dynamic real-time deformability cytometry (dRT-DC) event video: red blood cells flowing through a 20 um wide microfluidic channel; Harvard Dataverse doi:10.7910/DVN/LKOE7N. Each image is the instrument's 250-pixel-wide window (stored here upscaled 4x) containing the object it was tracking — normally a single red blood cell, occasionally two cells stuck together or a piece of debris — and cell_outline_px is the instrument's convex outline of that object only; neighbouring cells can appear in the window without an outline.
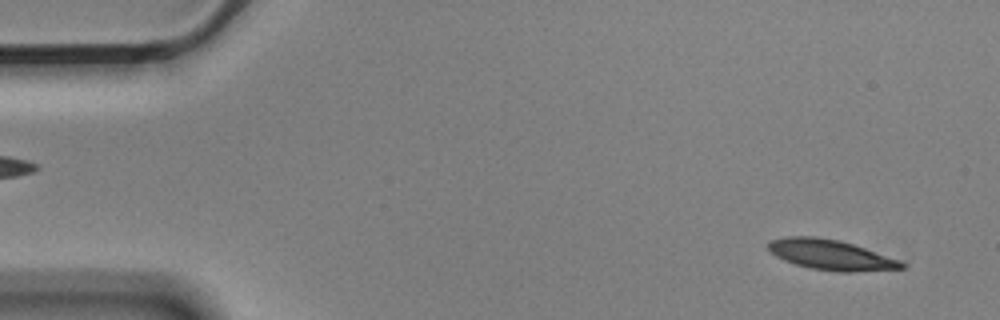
{"species": "Egyptian fruit bat (a non-hibernating species)", "species_latin": "Rousettus aegyptiacus", "temperature_condition": "cold", "stored_images_in_passage": 12, "camera_frame_rate_fps": 3000, "um_per_image_px": 0.085, "animal": {"sex": "male"}, "frame": {"image": 1, "passage_image": 3, "time_ms": 0.667, "image_size_px": [1000, 320], "cell_outline_px": [[904, 268], [856, 272], [840, 272], [812, 268], [796, 264], [784, 260], [776, 256], [768, 248], [768, 244], [772, 240], [788, 236], [816, 236], [840, 240], [900, 260], [904, 264]], "centroid_in_image_um": [70.62, 21.65], "position_along_channel_um": 14.4, "area_um2": 23.18}}